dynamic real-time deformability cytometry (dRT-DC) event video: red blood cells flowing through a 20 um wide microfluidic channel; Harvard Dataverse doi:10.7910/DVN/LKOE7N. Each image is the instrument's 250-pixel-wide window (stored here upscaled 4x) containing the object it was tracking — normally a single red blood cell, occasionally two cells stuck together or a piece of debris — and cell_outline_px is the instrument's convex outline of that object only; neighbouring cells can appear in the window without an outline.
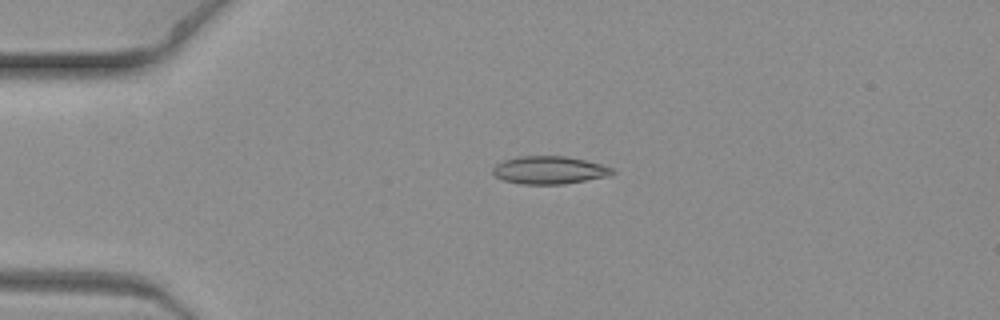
{"species": "common noctule bat (a hibernating species)", "species_latin": "Nyctalus noctula", "temperature_condition": "warm", "stored_images_in_passage": 6, "camera_frame_rate_fps": 3000, "um_per_image_px": 0.085, "animal": {"sex": "female", "body_mass_g": 19.3, "forearm_length_mm": 54.1}, "frame": {"image": 1, "passage_image": 6, "time_ms": 1.667, "image_size_px": [1000, 320], "cell_outline_px": [[616, 172], [608, 176], [564, 184], [520, 184], [504, 180], [496, 176], [492, 172], [492, 168], [496, 164], [504, 160], [516, 156], [568, 156], [600, 164], [612, 168]], "centroid_in_image_um": [46.67, 14.45], "position_along_channel_um": 38.3, "area_um2": 19.36}}